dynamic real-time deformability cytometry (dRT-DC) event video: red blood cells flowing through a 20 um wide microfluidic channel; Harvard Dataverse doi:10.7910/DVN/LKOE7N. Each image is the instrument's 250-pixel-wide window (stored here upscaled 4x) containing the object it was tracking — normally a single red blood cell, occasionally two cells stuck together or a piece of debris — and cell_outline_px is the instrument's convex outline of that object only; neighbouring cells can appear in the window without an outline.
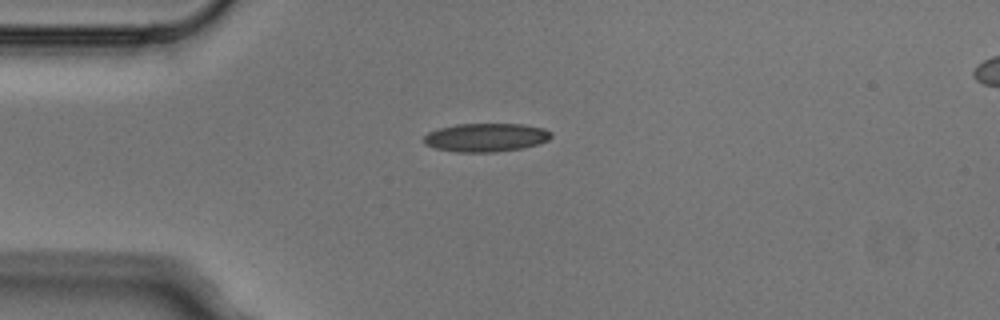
{"species": "Egyptian fruit bat (a non-hibernating species)", "species_latin": "Rousettus aegyptiacus", "temperature_condition": "cold", "stored_images_in_passage": 3, "camera_frame_rate_fps": 3000, "um_per_image_px": 0.085, "animal": {"sex": "male"}, "frame": {"image": 1, "passage_image": 1, "time_ms": 0.0, "image_size_px": [1000, 320], "cell_outline_px": [[552, 136], [548, 140], [536, 144], [520, 148], [496, 152], [456, 152], [436, 148], [424, 144], [420, 140], [428, 132], [440, 128], [456, 124], [524, 124], [544, 128], [552, 132]], "centroid_in_image_um": [41.27, 11.68], "position_along_channel_um": 43.7, "area_um2": 21.21}}
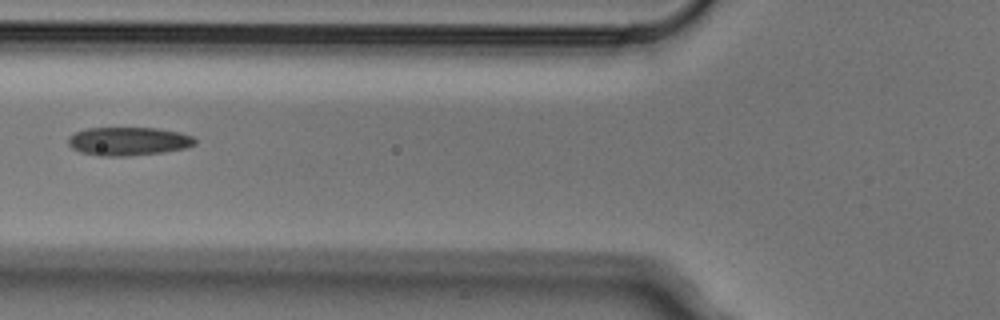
{"frame": {"image": 2, "passage_image": 3, "time_ms": 0.667, "image_size_px": [1000, 320], "cell_outline_px": [[196, 144], [184, 148], [164, 152], [128, 156], [96, 156], [80, 152], [72, 148], [68, 144], [68, 136], [76, 132], [88, 128], [156, 128], [180, 132], [192, 136], [196, 140]], "centroid_in_image_um": [10.9, 12.01], "position_along_channel_um": 114.9, "area_um2": 21.1}}